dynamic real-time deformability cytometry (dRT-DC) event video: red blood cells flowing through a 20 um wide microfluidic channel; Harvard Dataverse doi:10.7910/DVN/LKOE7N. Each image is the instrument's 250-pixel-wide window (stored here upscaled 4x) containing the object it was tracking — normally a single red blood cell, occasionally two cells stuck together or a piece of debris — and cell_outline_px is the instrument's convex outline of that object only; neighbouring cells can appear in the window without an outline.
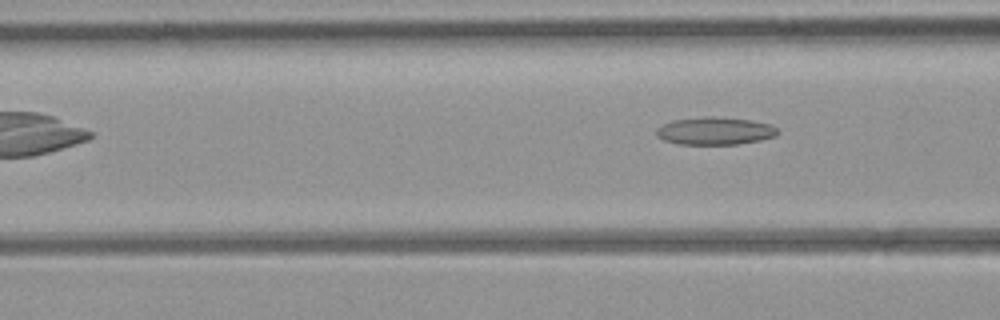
{"species": "common noctule bat (a hibernating species)", "species_latin": "Nyctalus noctula", "temperature_condition": "room temperature", "stored_images_in_passage": 4, "camera_frame_rate_fps": 3000, "um_per_image_px": 0.085, "animal": {"sex": "female", "body_mass_g": 21.9}, "frame": {"image": 1, "passage_image": 4, "time_ms": 3.333, "image_size_px": [1000, 320], "cell_outline_px": [[780, 132], [776, 136], [760, 140], [740, 144], [680, 144], [664, 140], [656, 136], [656, 128], [672, 120], [704, 116], [712, 116], [752, 120], [772, 124]], "centroid_in_image_um": [60.79, 11.12], "position_along_channel_um": 105.8, "area_um2": 19.71}}